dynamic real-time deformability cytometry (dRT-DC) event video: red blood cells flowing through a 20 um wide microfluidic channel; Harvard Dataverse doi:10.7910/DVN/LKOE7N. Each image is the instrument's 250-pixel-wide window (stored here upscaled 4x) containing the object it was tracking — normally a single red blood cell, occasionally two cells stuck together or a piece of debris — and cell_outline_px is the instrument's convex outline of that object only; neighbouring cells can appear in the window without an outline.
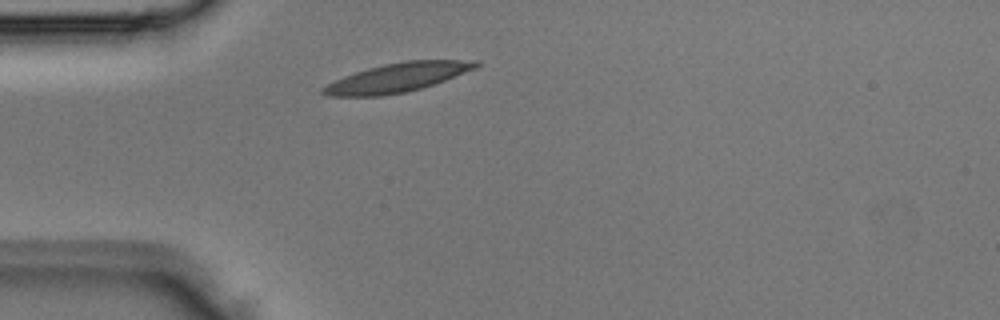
{"species": "Egyptian fruit bat (a non-hibernating species)", "species_latin": "Rousettus aegyptiacus", "temperature_condition": "room temperature", "stored_images_in_passage": 1, "camera_frame_rate_fps": 3000, "um_per_image_px": 0.085, "animal": {"sex": "male"}, "frame": {"image": 1, "passage_image": 1, "time_ms": 0.0, "image_size_px": [1000, 320], "cell_outline_px": [[480, 64], [476, 68], [444, 80], [420, 88], [404, 92], [380, 96], [328, 96], [320, 92], [320, 88], [344, 76], [368, 68], [384, 64], [404, 60], [480, 60]], "centroid_in_image_um": [33.77, 6.58], "position_along_channel_um": 51.2, "area_um2": 25.55}}